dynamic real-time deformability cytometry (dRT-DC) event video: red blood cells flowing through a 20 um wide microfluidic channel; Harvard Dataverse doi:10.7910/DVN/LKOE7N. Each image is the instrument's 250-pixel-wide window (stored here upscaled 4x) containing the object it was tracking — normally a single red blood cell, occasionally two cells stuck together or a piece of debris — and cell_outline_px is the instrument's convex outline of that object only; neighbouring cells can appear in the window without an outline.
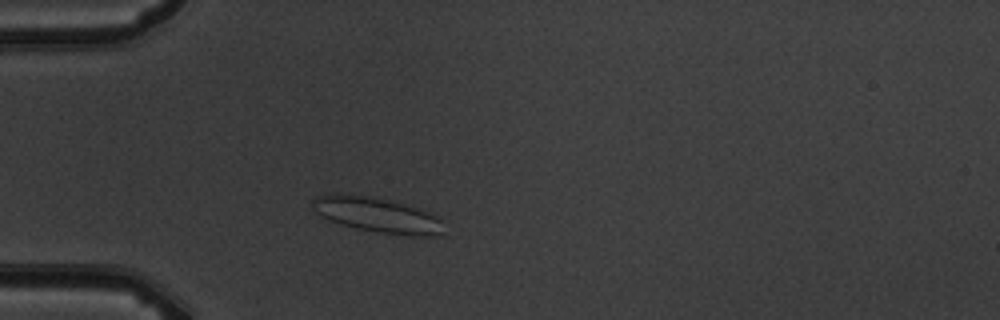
{"species": "common noctule bat (a hibernating species)", "species_latin": "Nyctalus noctula", "temperature_condition": "warm", "stored_images_in_passage": 3, "camera_frame_rate_fps": 3000, "um_per_image_px": 0.085, "animal": {"sex": "male", "body_mass_g": 19.5, "forearm_length_mm": 54.6}, "frame": {"image": 1, "passage_image": 3, "time_ms": 2.0, "image_size_px": [1000, 320], "cell_outline_px": [[444, 220], [440, 232], [436, 236], [408, 236], [376, 232], [356, 228], [328, 220], [320, 216], [316, 212], [312, 204], [312, 200], [316, 196], [340, 192], [372, 196], [412, 204], [440, 216]], "centroid_in_image_um": [32.1, 18.24], "position_along_channel_um": 52.9, "area_um2": 27.69}}